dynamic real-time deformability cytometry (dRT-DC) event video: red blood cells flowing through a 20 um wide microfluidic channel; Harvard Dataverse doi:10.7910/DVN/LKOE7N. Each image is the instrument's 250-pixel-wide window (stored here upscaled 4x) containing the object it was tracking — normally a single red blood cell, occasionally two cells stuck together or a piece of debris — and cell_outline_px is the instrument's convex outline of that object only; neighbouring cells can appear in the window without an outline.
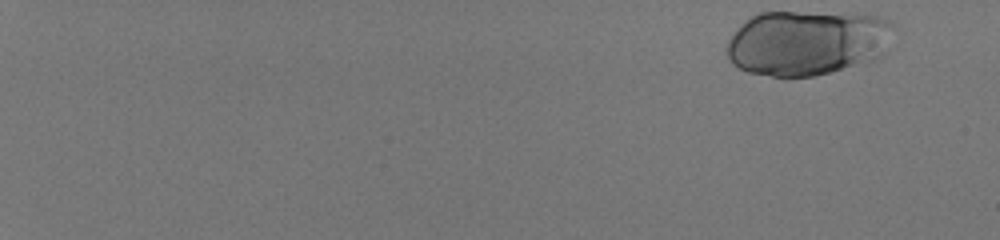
{"species": "human", "species_latin": "Homo sapiens", "temperature_condition": "room temperature", "stored_images_in_passage": 52, "camera_frame_rate_fps": 3000, "um_per_image_px": 0.085, "donor": {"sex": "male"}, "frame": {"image": 1, "passage_image": 1, "time_ms": 0.0, "image_size_px": [1000, 240], "cell_outline_px": [[892, 24], [864, 56], [860, 60], [852, 64], [828, 72], [812, 76], [772, 76], [748, 72], [732, 64], [728, 56], [728, 40], [740, 24], [744, 20], [756, 12], [796, 12], [880, 16], [888, 20]], "centroid_in_image_um": [68.24, 3.59], "position_along_channel_um": 16.8, "area_um2": 59.65}}